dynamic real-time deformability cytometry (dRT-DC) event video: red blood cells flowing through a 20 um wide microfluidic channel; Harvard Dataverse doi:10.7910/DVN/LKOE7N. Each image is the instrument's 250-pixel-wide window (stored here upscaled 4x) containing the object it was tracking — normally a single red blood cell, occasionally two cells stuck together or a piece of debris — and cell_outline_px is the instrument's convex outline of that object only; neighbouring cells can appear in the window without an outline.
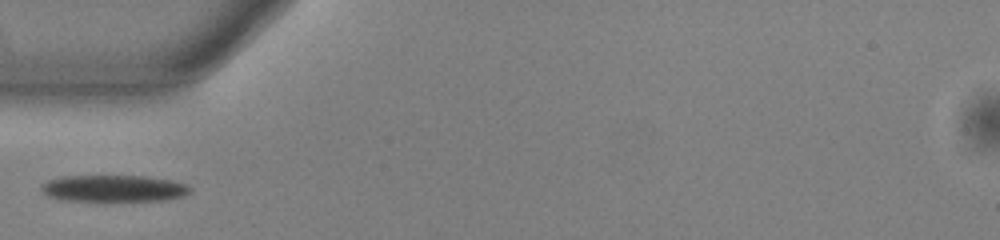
{"species": "common noctule bat (a hibernating species)", "species_latin": "Nyctalus noctula", "temperature_condition": "warm", "stored_images_in_passage": 22, "camera_frame_rate_fps": 3000, "um_per_image_px": 0.085, "animal": {"sex": "male", "body_mass_g": 13.0, "forearm_length_mm": 53.1}, "frame": {"image": 1, "passage_image": 1, "time_ms": 0.0, "image_size_px": [1000, 240], "cell_outline_px": [[192, 188], [184, 196], [164, 200], [64, 200], [48, 196], [40, 188], [40, 184], [48, 180], [60, 176], [148, 176], [172, 180], [184, 184]], "centroid_in_image_um": [9.65, 16.0], "position_along_channel_um": 75.4, "area_um2": 22.95}}
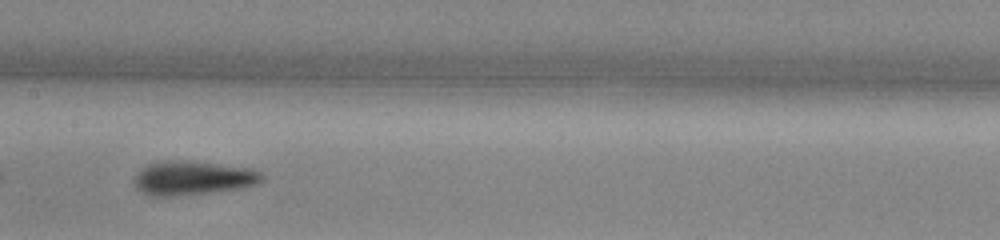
{"frame": {"image": 2, "passage_image": 10, "time_ms": 3.0, "image_size_px": [1000, 240], "cell_outline_px": [[264, 180], [256, 184], [236, 188], [208, 192], [176, 196], [148, 196], [140, 192], [132, 180], [148, 164], [164, 160], [184, 160], [220, 164], [248, 168], [260, 172], [264, 176]], "centroid_in_image_um": [16.35, 15.13], "position_along_channel_um": 191.0, "area_um2": 25.09}}
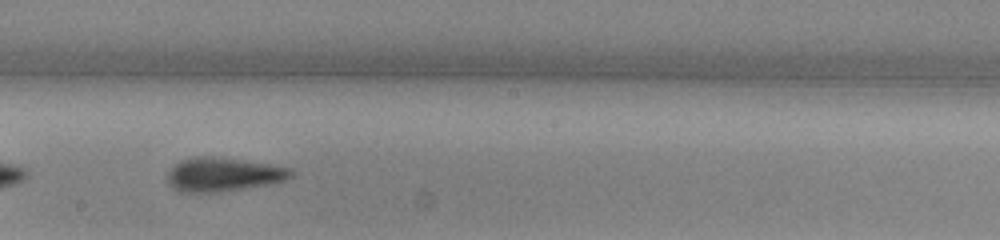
{"frame": {"image": 3, "passage_image": 13, "time_ms": 4.0, "image_size_px": [1000, 240], "cell_outline_px": [[296, 176], [288, 180], [272, 184], [220, 192], [180, 192], [172, 188], [168, 184], [168, 172], [180, 160], [196, 156], [212, 156], [244, 160], [292, 168], [296, 172]], "centroid_in_image_um": [19.05, 14.84], "position_along_channel_um": 229.2, "area_um2": 24.8}}